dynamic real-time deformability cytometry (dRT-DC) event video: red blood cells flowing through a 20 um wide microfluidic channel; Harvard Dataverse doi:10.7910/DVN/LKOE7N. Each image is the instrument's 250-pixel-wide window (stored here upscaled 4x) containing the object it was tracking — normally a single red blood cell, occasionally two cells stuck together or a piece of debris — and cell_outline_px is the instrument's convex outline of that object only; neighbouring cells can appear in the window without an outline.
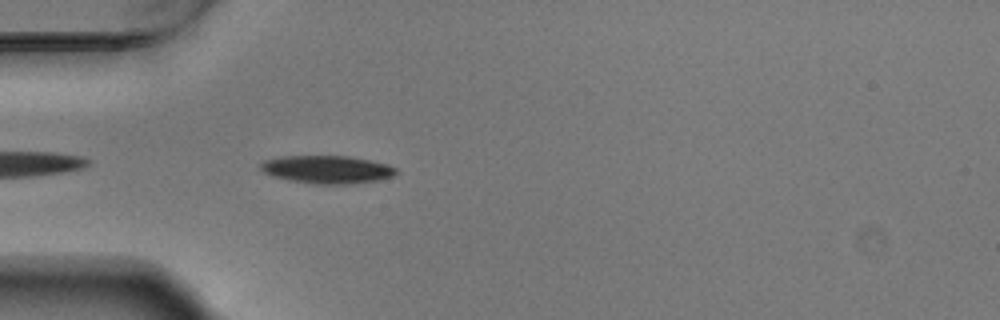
{"species": "Egyptian fruit bat (a non-hibernating species)", "species_latin": "Rousettus aegyptiacus", "temperature_condition": "warm", "stored_images_in_passage": 40, "camera_frame_rate_fps": 3000, "um_per_image_px": 0.085, "animal": {"sex": "male"}, "frame": {"image": 1, "passage_image": 2, "time_ms": 0.333, "image_size_px": [1000, 320], "cell_outline_px": [[400, 172], [392, 176], [380, 180], [344, 184], [316, 184], [288, 180], [272, 176], [264, 172], [260, 168], [260, 164], [264, 160], [280, 156], [348, 156], [372, 160], [388, 164], [396, 168]], "centroid_in_image_um": [27.82, 14.4], "position_along_channel_um": 57.2, "area_um2": 22.2}}
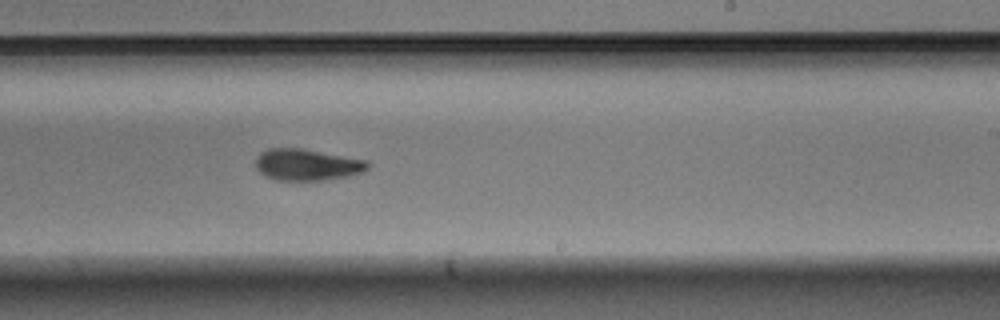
{"frame": {"image": 2, "passage_image": 19, "time_ms": 6.0, "image_size_px": [1000, 320], "cell_outline_px": [[368, 168], [364, 172], [348, 176], [324, 180], [276, 180], [264, 176], [256, 168], [256, 156], [260, 152], [268, 148], [300, 148], [368, 160]], "centroid_in_image_um": [26.08, 14.0], "position_along_channel_um": 262.9, "area_um2": 20.69}}
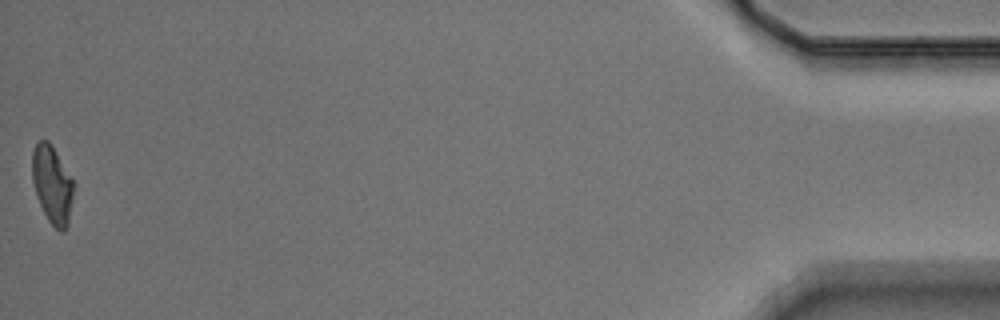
{"frame": {"image": 3, "passage_image": 40, "time_ms": 13.0, "image_size_px": [1000, 320], "cell_outline_px": [[76, 184], [68, 224], [64, 232], [60, 232], [48, 220], [40, 204], [32, 180], [32, 152], [36, 140], [48, 140], [72, 176]], "centroid_in_image_um": [4.47, 15.67], "position_along_channel_um": 430.7, "area_um2": 19.07}, "authors_computed_cell_mechanics": {"area_um2": 20.6924, "velocity_mm_per_s": 3.7296, "shape_relaxation_time_tau1_ms": 6.4544, "shape_relaxation_time_tau2_ms": 8.6133, "deformation_change_tau1": 0.1741, "deformation_change_tau2": 0.1716}}